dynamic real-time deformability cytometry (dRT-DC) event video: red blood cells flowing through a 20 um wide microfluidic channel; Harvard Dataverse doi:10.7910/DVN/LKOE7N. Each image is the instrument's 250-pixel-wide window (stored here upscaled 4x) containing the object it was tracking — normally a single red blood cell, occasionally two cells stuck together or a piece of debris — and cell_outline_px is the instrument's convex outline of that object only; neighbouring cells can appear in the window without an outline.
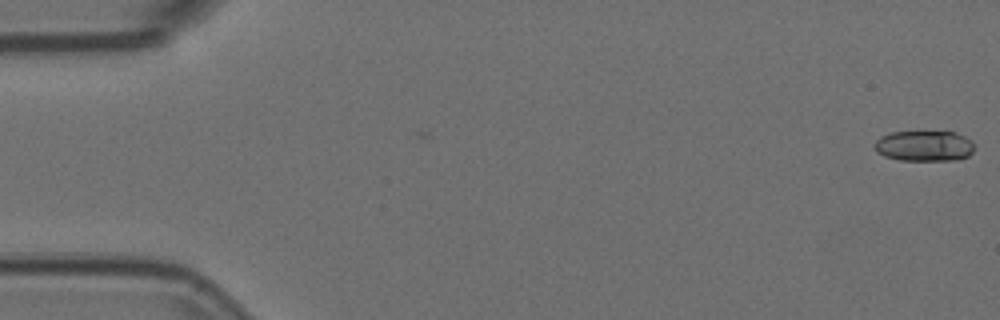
{"species": "Egyptian fruit bat (a non-hibernating species)", "species_latin": "Rousettus aegyptiacus", "temperature_condition": "room temperature", "stored_images_in_passage": 56, "camera_frame_rate_fps": 3000, "um_per_image_px": 0.085, "animal": {"sex": "female"}, "frame": {"image": 1, "passage_image": 1, "time_ms": 0.0, "image_size_px": [1000, 320], "cell_outline_px": [[976, 144], [972, 152], [968, 156], [956, 160], [900, 160], [884, 156], [876, 152], [872, 144], [880, 136], [888, 132], [956, 132], [972, 140]], "centroid_in_image_um": [78.55, 12.4], "position_along_channel_um": 6.5, "area_um2": 18.09}}
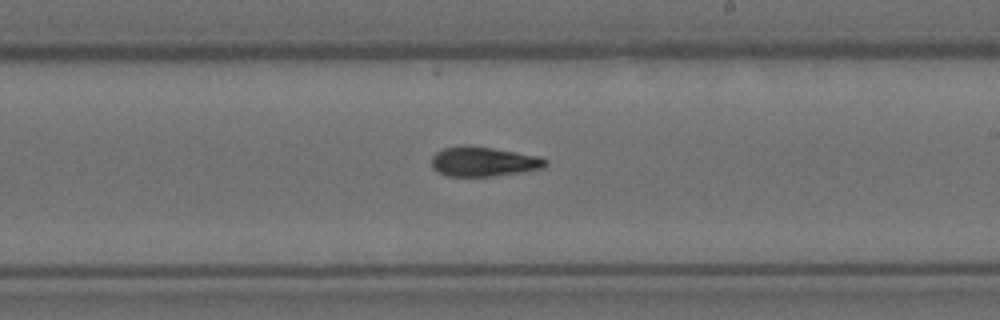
{"frame": {"image": 2, "passage_image": 33, "time_ms": 10.667, "image_size_px": [1000, 320], "cell_outline_px": [[548, 164], [544, 168], [520, 172], [492, 176], [448, 176], [436, 172], [432, 168], [432, 156], [436, 152], [444, 148], [492, 148], [540, 156], [548, 160]], "centroid_in_image_um": [41.14, 13.77], "position_along_channel_um": 247.9, "area_um2": 19.13}}
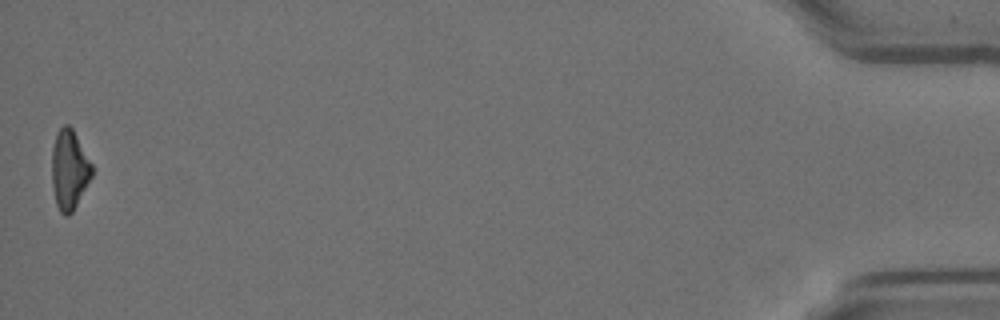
{"frame": {"image": 3, "passage_image": 56, "time_ms": 18.333, "image_size_px": [1000, 320], "cell_outline_px": [[92, 176], [72, 212], [68, 216], [64, 216], [60, 212], [56, 204], [52, 184], [52, 148], [56, 132], [64, 124], [68, 124], [72, 128], [92, 164]], "centroid_in_image_um": [5.87, 14.42], "position_along_channel_um": 429.3, "area_um2": 18.5}, "authors_computed_cell_mechanics": {"area_um2": 19.1029, "velocity_mm_per_s": 3.6353, "shape_relaxation_time_tau1_ms": 4.3193, "shape_relaxation_time_tau2_ms": 6.033, "deformation_change_tau1": 0.1565, "deformation_change_tau2": 0.1401}}